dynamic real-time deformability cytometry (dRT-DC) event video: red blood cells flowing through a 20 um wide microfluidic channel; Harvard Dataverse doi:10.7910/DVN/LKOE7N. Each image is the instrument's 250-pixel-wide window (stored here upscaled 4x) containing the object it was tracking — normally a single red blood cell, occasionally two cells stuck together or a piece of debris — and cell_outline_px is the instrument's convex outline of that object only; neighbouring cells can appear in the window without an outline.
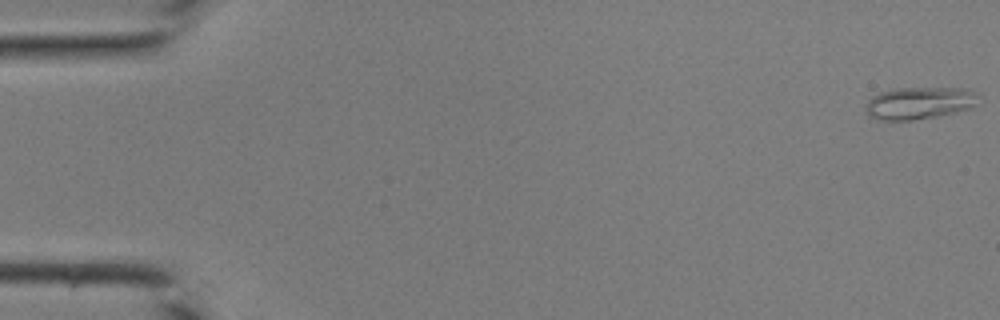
{"species": "common noctule bat (a hibernating species)", "species_latin": "Nyctalus noctula", "temperature_condition": "room temperature", "stored_images_in_passage": 45, "camera_frame_rate_fps": 3000, "um_per_image_px": 0.085, "animal": {"sex": "male", "body_mass_g": 19.0, "forearm_length_mm": 50.8}, "frame": {"image": 1, "passage_image": 1, "time_ms": 0.0, "image_size_px": [1000, 320], "cell_outline_px": [[980, 96], [972, 108], [956, 112], [936, 116], [912, 120], [876, 120], [868, 116], [864, 108], [868, 100], [872, 96], [880, 92], [892, 88], [968, 88], [980, 92]], "centroid_in_image_um": [78.15, 8.75], "position_along_channel_um": 6.9, "area_um2": 21.62}}
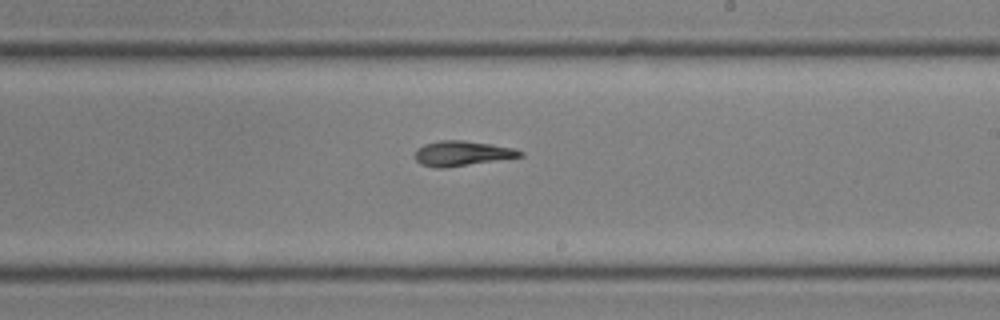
{"frame": {"image": 2, "passage_image": 27, "time_ms": 8.667, "image_size_px": [1000, 320], "cell_outline_px": [[524, 156], [444, 168], [436, 168], [420, 164], [416, 160], [416, 148], [424, 144], [440, 140], [464, 140], [492, 144], [516, 148], [524, 152]], "centroid_in_image_um": [39.29, 13.03], "position_along_channel_um": 249.7, "area_um2": 15.37}}
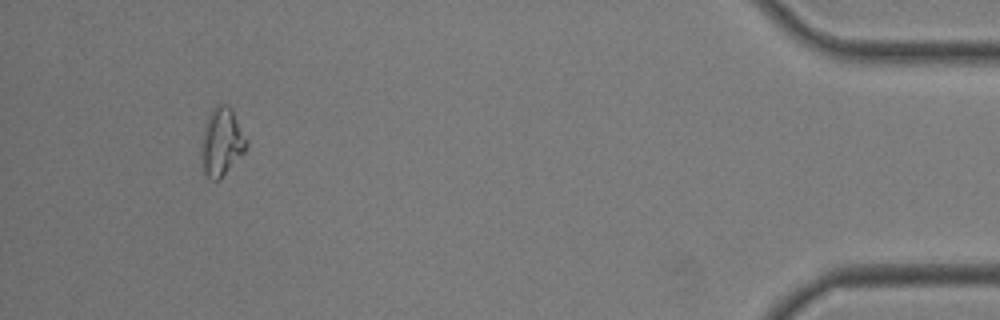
{"frame": {"image": 3, "passage_image": 42, "time_ms": 13.667, "image_size_px": [1000, 320], "cell_outline_px": [[248, 148], [220, 180], [212, 180], [204, 176], [200, 164], [200, 148], [204, 128], [208, 116], [212, 108], [216, 104], [228, 104], [232, 108], [248, 140]], "centroid_in_image_um": [18.83, 12.09], "position_along_channel_um": 416.4, "area_um2": 18.55}}